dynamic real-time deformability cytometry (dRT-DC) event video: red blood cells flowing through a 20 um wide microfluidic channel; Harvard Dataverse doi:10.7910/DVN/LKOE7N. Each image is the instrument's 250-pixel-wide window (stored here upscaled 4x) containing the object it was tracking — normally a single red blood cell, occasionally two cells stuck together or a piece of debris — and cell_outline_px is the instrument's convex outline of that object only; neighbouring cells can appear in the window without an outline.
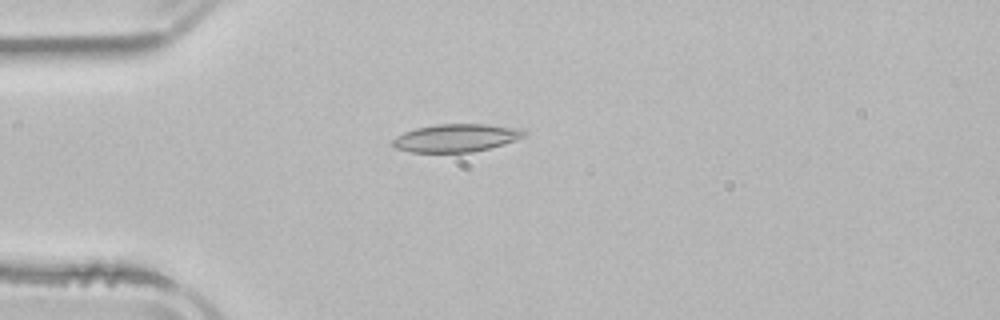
{"species": "common noctule bat (a hibernating species)", "species_latin": "Nyctalus noctula", "temperature_condition": "room temperature", "stored_images_in_passage": 3, "camera_frame_rate_fps": 3000, "um_per_image_px": 0.085, "animal": {"sex": "male", "body_mass_g": 21.5, "forearm_length_mm": 52.0}, "frame": {"image": 1, "passage_image": 3, "time_ms": 4.333, "image_size_px": [1000, 320], "cell_outline_px": [[528, 132], [524, 136], [516, 140], [504, 144], [472, 152], [408, 152], [396, 148], [392, 144], [392, 140], [396, 136], [404, 132], [416, 128], [436, 124], [484, 124], [524, 128]], "centroid_in_image_um": [38.79, 11.71], "position_along_channel_um": 46.2, "area_um2": 21.5}}